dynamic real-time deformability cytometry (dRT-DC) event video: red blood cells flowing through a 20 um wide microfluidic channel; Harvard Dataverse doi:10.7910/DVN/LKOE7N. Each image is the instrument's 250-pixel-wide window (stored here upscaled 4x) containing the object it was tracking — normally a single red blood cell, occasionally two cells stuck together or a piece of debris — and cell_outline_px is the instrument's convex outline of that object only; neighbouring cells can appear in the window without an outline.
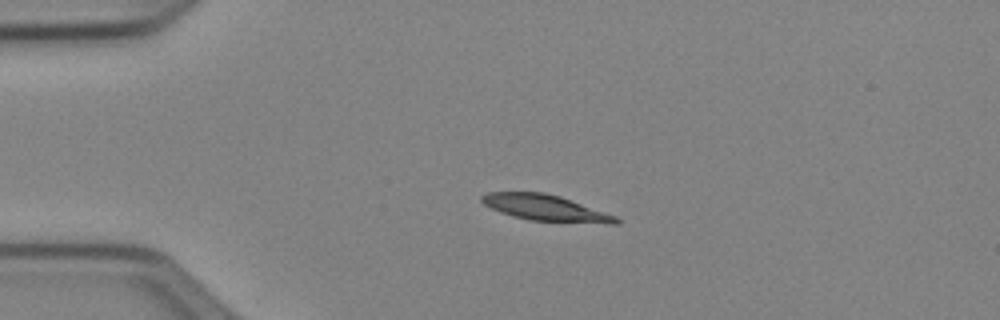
{"species": "Egyptian fruit bat (a non-hibernating species)", "species_latin": "Rousettus aegyptiacus", "temperature_condition": "cold", "stored_images_in_passage": 41, "camera_frame_rate_fps": 3000, "um_per_image_px": 0.085, "animal": {"sex": "female"}, "frame": {"image": 1, "passage_image": 1, "time_ms": 0.0, "image_size_px": [1000, 320], "cell_outline_px": [[620, 224], [608, 224], [528, 220], [512, 216], [500, 212], [484, 204], [480, 200], [480, 196], [488, 192], [544, 192], [560, 196], [616, 216], [620, 220]], "centroid_in_image_um": [46.37, 17.67], "position_along_channel_um": 38.6, "area_um2": 20.4}}
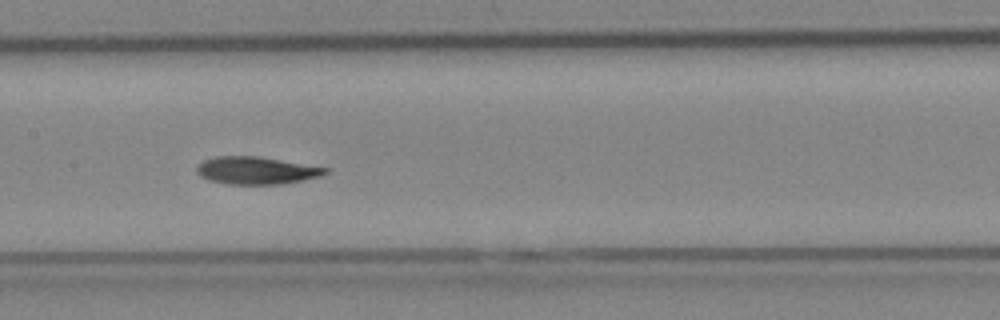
{"frame": {"image": 2, "passage_image": 15, "time_ms": 4.667, "image_size_px": [1000, 320], "cell_outline_px": [[328, 172], [320, 176], [304, 180], [280, 184], [228, 184], [208, 180], [200, 176], [196, 172], [196, 168], [204, 160], [216, 156], [256, 156], [328, 168]], "centroid_in_image_um": [21.76, 14.49], "position_along_channel_um": 185.6, "area_um2": 20.4}}
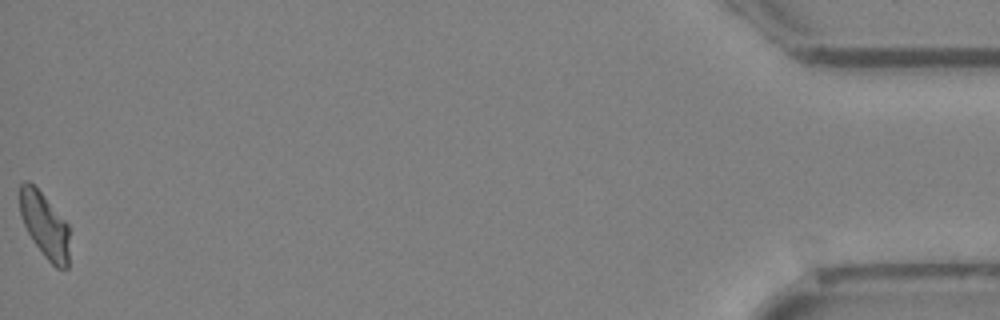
{"frame": {"image": 3, "passage_image": 41, "time_ms": 13.333, "image_size_px": [1000, 320], "cell_outline_px": [[68, 268], [56, 268], [44, 256], [32, 240], [24, 224], [20, 212], [20, 184], [24, 180], [28, 180], [44, 196], [68, 224]], "centroid_in_image_um": [3.78, 19.15], "position_along_channel_um": 431.4, "area_um2": 18.55}, "authors_computed_cell_mechanics": {"area_um2": 20.4034, "velocity_mm_per_s": 3.9278, "shape_relaxation_time_tau1_ms": 4.7513, "shape_relaxation_time_tau2_ms": 4.4614, "deformation_change_tau1": 0.1356, "deformation_change_tau2": 0.0896}}